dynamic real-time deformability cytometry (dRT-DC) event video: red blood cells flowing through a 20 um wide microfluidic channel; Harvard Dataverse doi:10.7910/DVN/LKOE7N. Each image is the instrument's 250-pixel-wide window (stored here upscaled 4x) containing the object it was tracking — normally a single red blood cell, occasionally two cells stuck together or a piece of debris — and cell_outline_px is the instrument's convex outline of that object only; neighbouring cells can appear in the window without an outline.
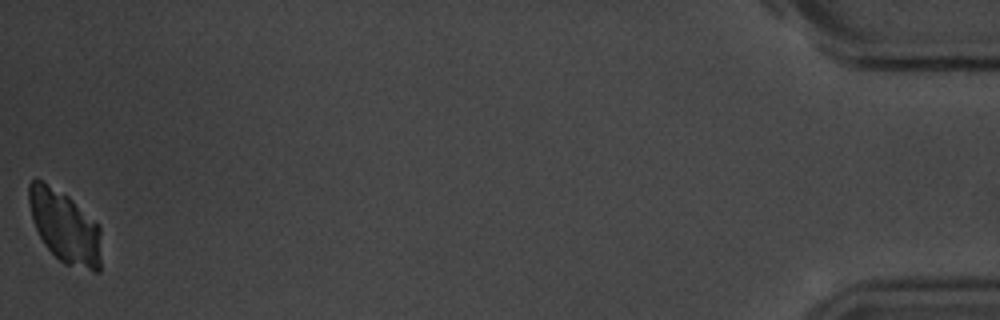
{"species": "common noctule bat (a hibernating species)", "species_latin": "Nyctalus noctula", "temperature_condition": "room temperature", "stored_images_in_passage": 43, "camera_frame_rate_fps": 3000, "um_per_image_px": 0.085, "animal": {"sex": "male", "body_mass_g": 20.1, "forearm_length_mm": 53.5}, "frame": {"image": 1, "passage_image": 43, "time_ms": 14.0, "image_size_px": [1000, 320], "cell_outline_px": [[100, 272], [92, 272], [64, 264], [44, 244], [32, 220], [28, 204], [28, 184], [36, 176], [68, 196], [100, 224]], "centroid_in_image_um": [5.5, 19.26], "position_along_channel_um": 429.7, "area_um2": 30.92}}